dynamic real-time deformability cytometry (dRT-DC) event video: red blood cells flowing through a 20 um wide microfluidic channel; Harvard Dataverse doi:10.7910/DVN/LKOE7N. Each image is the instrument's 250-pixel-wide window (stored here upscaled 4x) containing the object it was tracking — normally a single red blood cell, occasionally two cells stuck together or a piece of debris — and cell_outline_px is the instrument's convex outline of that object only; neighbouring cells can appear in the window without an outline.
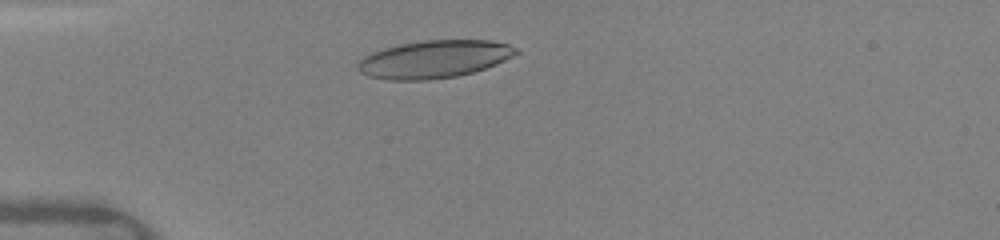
{"species": "human", "species_latin": "Homo sapiens", "temperature_condition": "warm", "stored_images_in_passage": 38, "camera_frame_rate_fps": 3000, "um_per_image_px": 0.085, "donor": {"sex": "female"}, "frame": {"image": 1, "passage_image": 7, "time_ms": 2.0, "image_size_px": [1000, 240], "cell_outline_px": [[520, 52], [496, 64], [472, 72], [456, 76], [428, 80], [388, 80], [368, 76], [360, 72], [356, 68], [356, 64], [364, 56], [372, 52], [384, 48], [400, 44], [424, 40], [488, 40], [508, 44], [516, 48]], "centroid_in_image_um": [36.86, 5.03], "position_along_channel_um": 48.1, "area_um2": 34.68}}
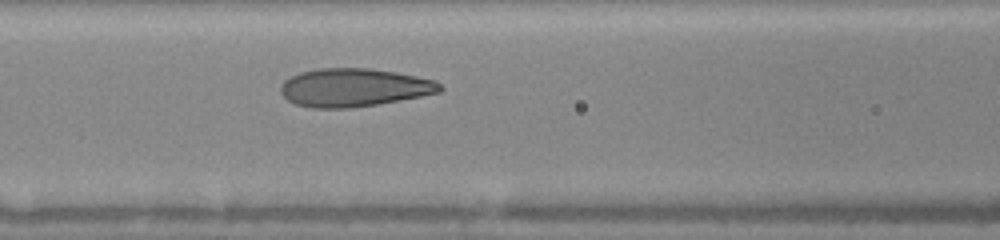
{"frame": {"image": 2, "passage_image": 15, "time_ms": 4.667, "image_size_px": [1000, 240], "cell_outline_px": [[444, 88], [440, 92], [420, 96], [376, 104], [348, 108], [312, 108], [296, 104], [288, 100], [280, 92], [280, 84], [284, 80], [300, 72], [316, 68], [368, 68], [396, 72], [436, 80]], "centroid_in_image_um": [30.07, 7.43], "position_along_channel_um": 136.5, "area_um2": 35.43}}
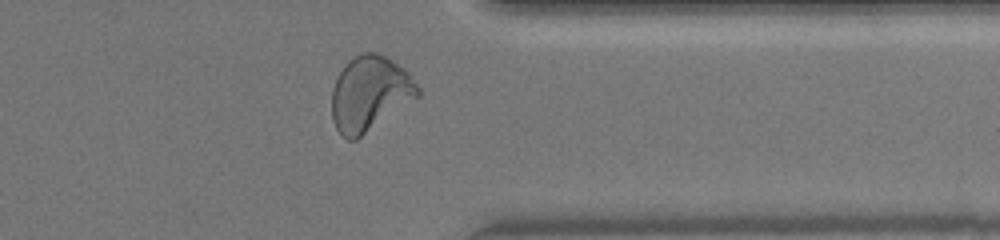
{"frame": {"image": 3, "passage_image": 33, "time_ms": 10.667, "image_size_px": [1000, 240], "cell_outline_px": [[420, 96], [356, 140], [348, 140], [336, 128], [332, 120], [332, 88], [344, 64], [348, 60], [360, 52], [376, 52], [392, 60], [404, 68], [408, 72], [420, 88]], "centroid_in_image_um": [31.44, 7.94], "position_along_channel_um": 380.0, "area_um2": 37.63}, "authors_computed_cell_mechanics": {"area_um2": 34.9979, "velocity_mm_per_s": 4.1112, "shape_relaxation_time_tau1_ms": 4.4553, "shape_relaxation_time_tau2_ms": 0.6827, "deformation_change_tau1": 0.2383, "deformation_change_tau2": 0.0754}}